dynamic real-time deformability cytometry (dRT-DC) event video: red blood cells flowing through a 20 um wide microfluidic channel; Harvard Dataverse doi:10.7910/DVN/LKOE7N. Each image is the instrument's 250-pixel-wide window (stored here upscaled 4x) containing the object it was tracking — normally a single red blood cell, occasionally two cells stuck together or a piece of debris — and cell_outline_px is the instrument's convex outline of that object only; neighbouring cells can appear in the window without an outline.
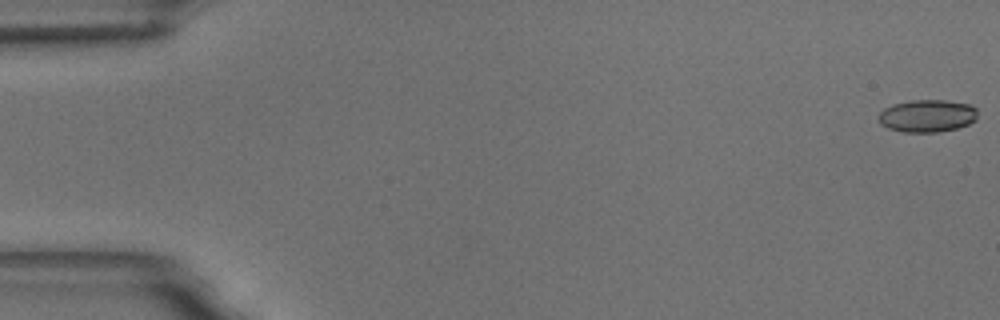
{"species": "common noctule bat (a hibernating species)", "species_latin": "Nyctalus noctula", "temperature_condition": "room temperature", "stored_images_in_passage": 56, "camera_frame_rate_fps": 3000, "um_per_image_px": 0.085, "animal": {"sex": "male", "body_mass_g": 18.8}, "frame": {"image": 1, "passage_image": 1, "time_ms": 0.0, "image_size_px": [1000, 320], "cell_outline_px": [[976, 120], [968, 124], [956, 128], [940, 132], [900, 132], [888, 128], [880, 124], [880, 112], [884, 108], [892, 104], [912, 100], [944, 100], [968, 104], [976, 108]], "centroid_in_image_um": [78.8, 9.85], "position_along_channel_um": 6.2, "area_um2": 18.73}}
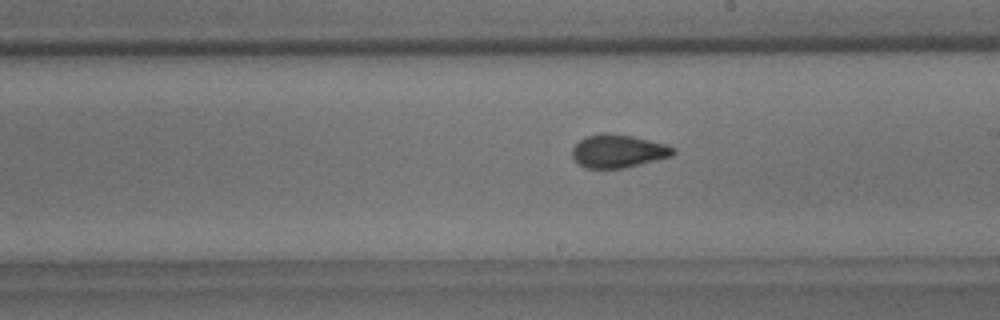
{"frame": {"image": 2, "passage_image": 32, "time_ms": 10.333, "image_size_px": [1000, 320], "cell_outline_px": [[676, 152], [672, 156], [624, 168], [584, 168], [572, 156], [572, 148], [580, 140], [588, 136], [600, 132], [608, 132], [632, 136], [668, 144], [676, 148]], "centroid_in_image_um": [52.57, 12.83], "position_along_channel_um": 236.4, "area_um2": 19.59}}
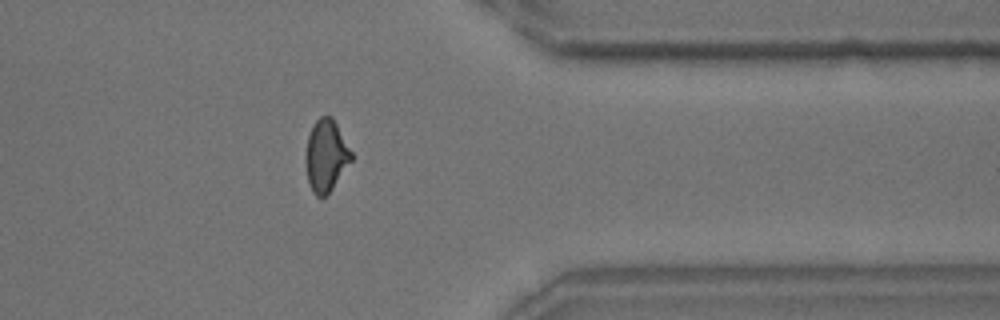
{"frame": {"image": 3, "passage_image": 45, "time_ms": 14.667, "image_size_px": [1000, 320], "cell_outline_px": [[352, 160], [332, 188], [324, 196], [316, 196], [312, 192], [308, 184], [304, 160], [304, 156], [308, 136], [316, 120], [320, 116], [332, 116], [352, 152]], "centroid_in_image_um": [27.68, 13.23], "position_along_channel_um": 383.7, "area_um2": 19.13}, "authors_computed_cell_mechanics": {"area_um2": 19.0162, "velocity_mm_per_s": 3.6682, "shape_relaxation_time_tau1_ms": 6.7014, "shape_relaxation_time_tau2_ms": 1.1622, "deformation_change_tau1": 0.1517, "deformation_change_tau2": 0.0706}}